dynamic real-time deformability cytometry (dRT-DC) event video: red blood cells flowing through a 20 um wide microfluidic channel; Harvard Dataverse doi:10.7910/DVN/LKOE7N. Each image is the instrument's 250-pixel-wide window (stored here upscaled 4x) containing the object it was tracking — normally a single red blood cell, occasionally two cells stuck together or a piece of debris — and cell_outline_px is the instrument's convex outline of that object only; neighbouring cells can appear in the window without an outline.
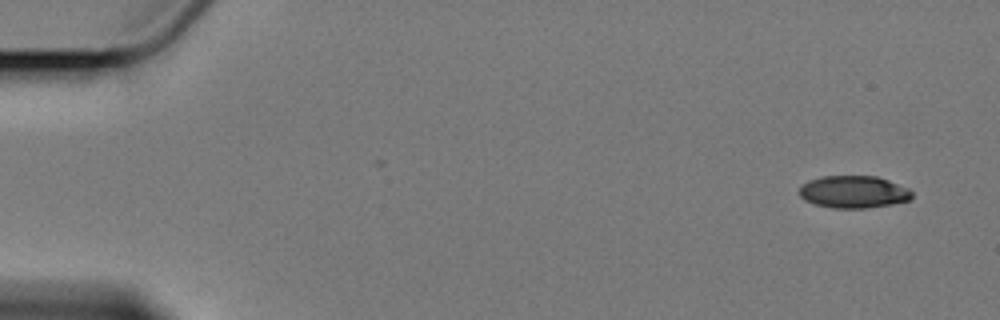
{"species": "Egyptian fruit bat (a non-hibernating species)", "species_latin": "Rousettus aegyptiacus", "temperature_condition": "cold", "stored_images_in_passage": 5, "camera_frame_rate_fps": 3000, "um_per_image_px": 0.085, "animal": {"sex": "female"}, "frame": {"image": 1, "passage_image": 1, "time_ms": 0.0, "image_size_px": [1000, 320], "cell_outline_px": [[912, 196], [908, 200], [892, 204], [868, 208], [832, 208], [816, 204], [804, 200], [800, 196], [800, 188], [808, 180], [820, 176], [876, 176], [888, 180], [908, 188], [912, 192]], "centroid_in_image_um": [72.54, 16.31], "position_along_channel_um": 12.5, "area_um2": 21.15}}
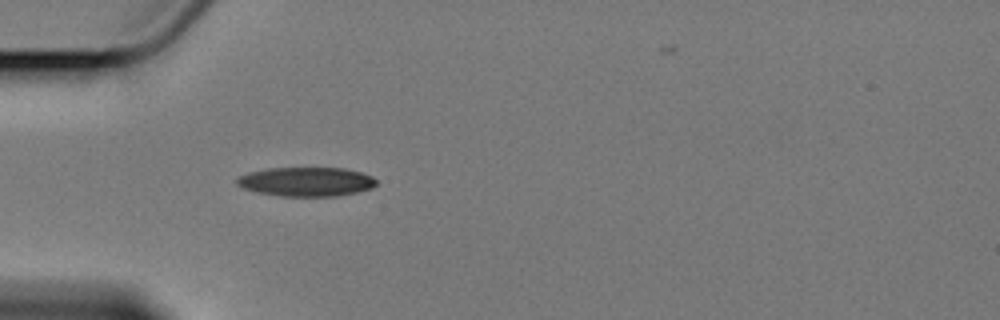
{"frame": {"image": 2, "passage_image": 5, "time_ms": 5.0, "image_size_px": [1000, 320], "cell_outline_px": [[376, 184], [372, 188], [356, 192], [336, 196], [280, 196], [260, 192], [244, 188], [236, 184], [236, 176], [248, 172], [268, 168], [344, 168], [360, 172], [372, 176], [376, 180]], "centroid_in_image_um": [26.01, 15.44], "position_along_channel_um": 59.0, "area_um2": 23.64}}